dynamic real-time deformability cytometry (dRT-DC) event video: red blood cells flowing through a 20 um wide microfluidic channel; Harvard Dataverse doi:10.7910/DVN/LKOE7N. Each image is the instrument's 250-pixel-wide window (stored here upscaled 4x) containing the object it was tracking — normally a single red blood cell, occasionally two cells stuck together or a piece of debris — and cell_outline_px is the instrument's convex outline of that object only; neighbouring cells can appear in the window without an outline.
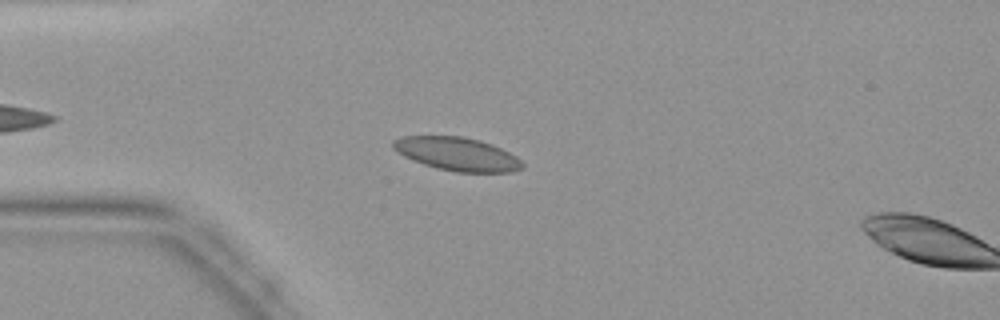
{"species": "common noctule bat (a hibernating species)", "species_latin": "Nyctalus noctula", "temperature_condition": "warm", "stored_images_in_passage": 37, "camera_frame_rate_fps": 3000, "um_per_image_px": 0.085, "animal": {"sex": "female", "body_mass_g": 19.9}, "frame": {"image": 1, "passage_image": 7, "time_ms": 2.0, "image_size_px": [1000, 320], "cell_outline_px": [[524, 168], [512, 172], [456, 172], [436, 168], [412, 160], [396, 152], [392, 148], [392, 140], [400, 136], [464, 136], [480, 140], [492, 144], [516, 156], [524, 164]], "centroid_in_image_um": [38.84, 13.08], "position_along_channel_um": 46.2, "area_um2": 25.32}}
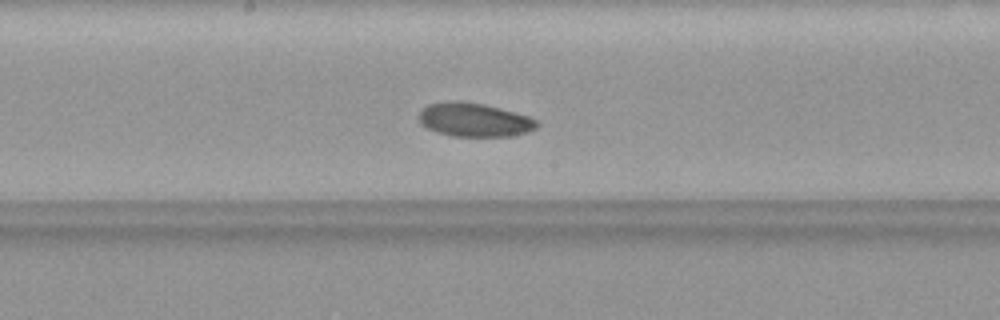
{"frame": {"image": 2, "passage_image": 19, "time_ms": 6.0, "image_size_px": [1000, 320], "cell_outline_px": [[540, 124], [536, 128], [528, 132], [512, 136], [452, 136], [428, 128], [420, 124], [420, 108], [428, 104], [484, 104], [500, 108], [528, 116], [536, 120]], "centroid_in_image_um": [40.38, 10.23], "position_along_channel_um": 207.8, "area_um2": 22.31}}
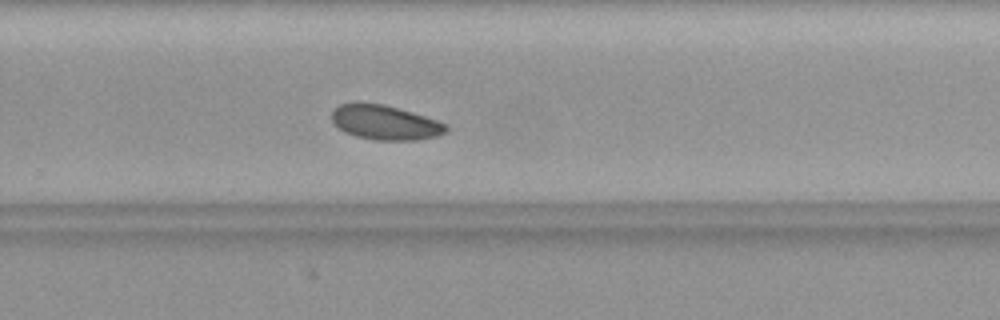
{"frame": {"image": 3, "passage_image": 25, "time_ms": 8.0, "image_size_px": [1000, 320], "cell_outline_px": [[448, 128], [444, 132], [436, 136], [416, 140], [376, 140], [356, 136], [344, 132], [332, 120], [332, 108], [340, 104], [384, 104], [424, 116], [448, 124]], "centroid_in_image_um": [32.73, 10.42], "position_along_channel_um": 297.1, "area_um2": 22.6}}